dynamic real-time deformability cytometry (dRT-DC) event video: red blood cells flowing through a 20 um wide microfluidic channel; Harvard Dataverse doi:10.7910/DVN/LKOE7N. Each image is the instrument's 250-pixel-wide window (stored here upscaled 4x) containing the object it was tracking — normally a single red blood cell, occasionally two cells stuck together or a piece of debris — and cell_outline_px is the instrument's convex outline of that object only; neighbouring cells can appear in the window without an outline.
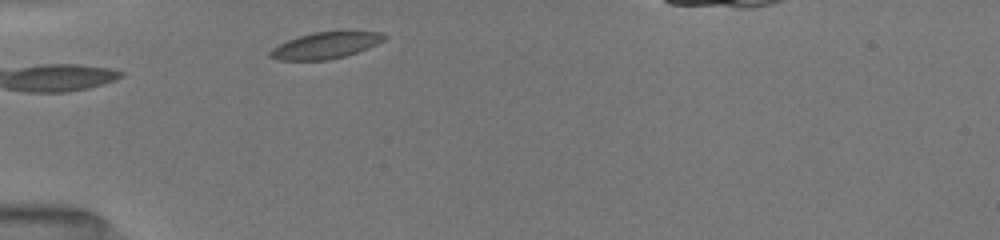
{"species": "common noctule bat (a hibernating species)", "species_latin": "Nyctalus noctula", "temperature_condition": "room temperature", "stored_images_in_passage": 4, "camera_frame_rate_fps": 3000, "um_per_image_px": 0.085, "animal": {"sex": "female", "body_mass_g": 19.5, "forearm_length_mm": 54.1}, "frame": {"image": 1, "passage_image": 1, "time_ms": 0.0, "image_size_px": [1000, 240], "cell_outline_px": [[388, 36], [384, 40], [376, 44], [356, 52], [344, 56], [328, 60], [276, 60], [268, 56], [268, 52], [272, 48], [288, 40], [312, 32], [348, 28], [384, 32]], "centroid_in_image_um": [27.75, 3.8], "position_along_channel_um": 57.3, "area_um2": 18.38}}
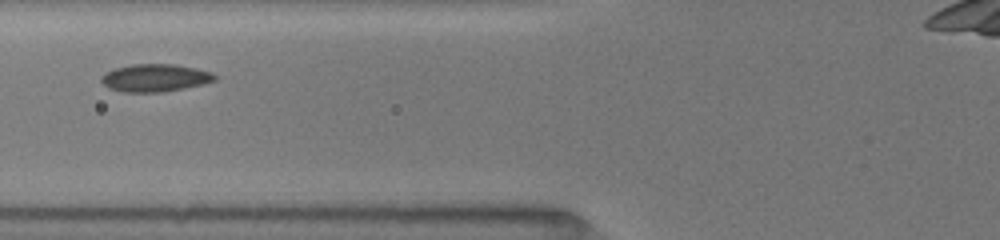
{"frame": {"image": 2, "passage_image": 3, "time_ms": 1.667, "image_size_px": [1000, 240], "cell_outline_px": [[216, 80], [204, 84], [164, 92], [124, 92], [108, 88], [100, 80], [100, 76], [116, 68], [132, 64], [176, 64], [196, 68], [212, 72], [216, 76]], "centroid_in_image_um": [13.2, 6.62], "position_along_channel_um": 112.6, "area_um2": 18.32}}